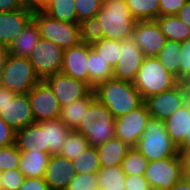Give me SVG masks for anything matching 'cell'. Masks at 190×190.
<instances>
[{"label":"cell","mask_w":190,"mask_h":190,"mask_svg":"<svg viewBox=\"0 0 190 190\" xmlns=\"http://www.w3.org/2000/svg\"><path fill=\"white\" fill-rule=\"evenodd\" d=\"M95 98L105 105L116 119L140 107L144 100L132 82L115 78L99 83L93 88Z\"/></svg>","instance_id":"obj_1"},{"label":"cell","mask_w":190,"mask_h":190,"mask_svg":"<svg viewBox=\"0 0 190 190\" xmlns=\"http://www.w3.org/2000/svg\"><path fill=\"white\" fill-rule=\"evenodd\" d=\"M75 130L87 139L89 146L97 147L115 137V118L111 111L95 98Z\"/></svg>","instance_id":"obj_2"},{"label":"cell","mask_w":190,"mask_h":190,"mask_svg":"<svg viewBox=\"0 0 190 190\" xmlns=\"http://www.w3.org/2000/svg\"><path fill=\"white\" fill-rule=\"evenodd\" d=\"M103 39L123 41L132 38L136 20L131 16L126 0H110L96 14Z\"/></svg>","instance_id":"obj_3"},{"label":"cell","mask_w":190,"mask_h":190,"mask_svg":"<svg viewBox=\"0 0 190 190\" xmlns=\"http://www.w3.org/2000/svg\"><path fill=\"white\" fill-rule=\"evenodd\" d=\"M134 148L149 162L176 156L179 151L167 133L164 121L152 117Z\"/></svg>","instance_id":"obj_4"},{"label":"cell","mask_w":190,"mask_h":190,"mask_svg":"<svg viewBox=\"0 0 190 190\" xmlns=\"http://www.w3.org/2000/svg\"><path fill=\"white\" fill-rule=\"evenodd\" d=\"M28 57L7 53L0 70V86L16 94L28 93L39 81Z\"/></svg>","instance_id":"obj_5"},{"label":"cell","mask_w":190,"mask_h":190,"mask_svg":"<svg viewBox=\"0 0 190 190\" xmlns=\"http://www.w3.org/2000/svg\"><path fill=\"white\" fill-rule=\"evenodd\" d=\"M179 83L180 81L166 70L157 57L152 56L144 58L133 82L143 100L151 95L168 91Z\"/></svg>","instance_id":"obj_6"},{"label":"cell","mask_w":190,"mask_h":190,"mask_svg":"<svg viewBox=\"0 0 190 190\" xmlns=\"http://www.w3.org/2000/svg\"><path fill=\"white\" fill-rule=\"evenodd\" d=\"M33 20L37 24L40 36L52 41L63 50L81 42L80 28L77 23L54 19L42 10H34Z\"/></svg>","instance_id":"obj_7"},{"label":"cell","mask_w":190,"mask_h":190,"mask_svg":"<svg viewBox=\"0 0 190 190\" xmlns=\"http://www.w3.org/2000/svg\"><path fill=\"white\" fill-rule=\"evenodd\" d=\"M189 100L190 92L188 84L186 82H180L168 91L145 98L144 104L152 118L164 121Z\"/></svg>","instance_id":"obj_8"},{"label":"cell","mask_w":190,"mask_h":190,"mask_svg":"<svg viewBox=\"0 0 190 190\" xmlns=\"http://www.w3.org/2000/svg\"><path fill=\"white\" fill-rule=\"evenodd\" d=\"M143 176L152 190H170L184 177L179 155L149 162Z\"/></svg>","instance_id":"obj_9"},{"label":"cell","mask_w":190,"mask_h":190,"mask_svg":"<svg viewBox=\"0 0 190 190\" xmlns=\"http://www.w3.org/2000/svg\"><path fill=\"white\" fill-rule=\"evenodd\" d=\"M63 57L64 50L61 47L41 37L28 58L35 73L44 80L49 75L61 72Z\"/></svg>","instance_id":"obj_10"},{"label":"cell","mask_w":190,"mask_h":190,"mask_svg":"<svg viewBox=\"0 0 190 190\" xmlns=\"http://www.w3.org/2000/svg\"><path fill=\"white\" fill-rule=\"evenodd\" d=\"M27 94L35 122L59 119L61 107L45 80H40Z\"/></svg>","instance_id":"obj_11"},{"label":"cell","mask_w":190,"mask_h":190,"mask_svg":"<svg viewBox=\"0 0 190 190\" xmlns=\"http://www.w3.org/2000/svg\"><path fill=\"white\" fill-rule=\"evenodd\" d=\"M150 118L144 103L137 109L117 117L115 119V137L134 148L143 135Z\"/></svg>","instance_id":"obj_12"},{"label":"cell","mask_w":190,"mask_h":190,"mask_svg":"<svg viewBox=\"0 0 190 190\" xmlns=\"http://www.w3.org/2000/svg\"><path fill=\"white\" fill-rule=\"evenodd\" d=\"M53 89L60 107L85 98L93 89L85 82L76 80L63 73H56L44 79Z\"/></svg>","instance_id":"obj_13"},{"label":"cell","mask_w":190,"mask_h":190,"mask_svg":"<svg viewBox=\"0 0 190 190\" xmlns=\"http://www.w3.org/2000/svg\"><path fill=\"white\" fill-rule=\"evenodd\" d=\"M120 58L113 68V78L134 82L145 56L132 38L121 41Z\"/></svg>","instance_id":"obj_14"},{"label":"cell","mask_w":190,"mask_h":190,"mask_svg":"<svg viewBox=\"0 0 190 190\" xmlns=\"http://www.w3.org/2000/svg\"><path fill=\"white\" fill-rule=\"evenodd\" d=\"M132 39L145 57H156L166 42L155 20L136 21Z\"/></svg>","instance_id":"obj_15"},{"label":"cell","mask_w":190,"mask_h":190,"mask_svg":"<svg viewBox=\"0 0 190 190\" xmlns=\"http://www.w3.org/2000/svg\"><path fill=\"white\" fill-rule=\"evenodd\" d=\"M34 10L24 6L19 10L0 12V45L9 47L33 19Z\"/></svg>","instance_id":"obj_16"},{"label":"cell","mask_w":190,"mask_h":190,"mask_svg":"<svg viewBox=\"0 0 190 190\" xmlns=\"http://www.w3.org/2000/svg\"><path fill=\"white\" fill-rule=\"evenodd\" d=\"M0 117L14 130L18 131L35 123L27 93L16 94L0 110Z\"/></svg>","instance_id":"obj_17"},{"label":"cell","mask_w":190,"mask_h":190,"mask_svg":"<svg viewBox=\"0 0 190 190\" xmlns=\"http://www.w3.org/2000/svg\"><path fill=\"white\" fill-rule=\"evenodd\" d=\"M75 174L71 160L53 154L49 158L43 178L50 190H65Z\"/></svg>","instance_id":"obj_18"},{"label":"cell","mask_w":190,"mask_h":190,"mask_svg":"<svg viewBox=\"0 0 190 190\" xmlns=\"http://www.w3.org/2000/svg\"><path fill=\"white\" fill-rule=\"evenodd\" d=\"M88 53L89 45L84 42L65 49L61 73L88 84Z\"/></svg>","instance_id":"obj_19"},{"label":"cell","mask_w":190,"mask_h":190,"mask_svg":"<svg viewBox=\"0 0 190 190\" xmlns=\"http://www.w3.org/2000/svg\"><path fill=\"white\" fill-rule=\"evenodd\" d=\"M166 131L179 148L190 137V100L164 120Z\"/></svg>","instance_id":"obj_20"},{"label":"cell","mask_w":190,"mask_h":190,"mask_svg":"<svg viewBox=\"0 0 190 190\" xmlns=\"http://www.w3.org/2000/svg\"><path fill=\"white\" fill-rule=\"evenodd\" d=\"M15 144L20 151L46 152L44 127L35 122L16 131Z\"/></svg>","instance_id":"obj_21"},{"label":"cell","mask_w":190,"mask_h":190,"mask_svg":"<svg viewBox=\"0 0 190 190\" xmlns=\"http://www.w3.org/2000/svg\"><path fill=\"white\" fill-rule=\"evenodd\" d=\"M40 38L37 24L32 19L24 30L21 31L20 35L10 44L7 51L16 56L29 57Z\"/></svg>","instance_id":"obj_22"},{"label":"cell","mask_w":190,"mask_h":190,"mask_svg":"<svg viewBox=\"0 0 190 190\" xmlns=\"http://www.w3.org/2000/svg\"><path fill=\"white\" fill-rule=\"evenodd\" d=\"M101 167H112L121 165L127 152L131 149L119 138L113 137L104 144L96 147Z\"/></svg>","instance_id":"obj_23"},{"label":"cell","mask_w":190,"mask_h":190,"mask_svg":"<svg viewBox=\"0 0 190 190\" xmlns=\"http://www.w3.org/2000/svg\"><path fill=\"white\" fill-rule=\"evenodd\" d=\"M39 123L45 130L46 153L59 154L71 129L59 119L39 121Z\"/></svg>","instance_id":"obj_24"},{"label":"cell","mask_w":190,"mask_h":190,"mask_svg":"<svg viewBox=\"0 0 190 190\" xmlns=\"http://www.w3.org/2000/svg\"><path fill=\"white\" fill-rule=\"evenodd\" d=\"M50 156L46 152L21 151L19 170L25 178L44 177Z\"/></svg>","instance_id":"obj_25"},{"label":"cell","mask_w":190,"mask_h":190,"mask_svg":"<svg viewBox=\"0 0 190 190\" xmlns=\"http://www.w3.org/2000/svg\"><path fill=\"white\" fill-rule=\"evenodd\" d=\"M95 99L93 90L80 100H75L68 105L61 107L59 120L69 129L75 130L81 122V119L89 104Z\"/></svg>","instance_id":"obj_26"},{"label":"cell","mask_w":190,"mask_h":190,"mask_svg":"<svg viewBox=\"0 0 190 190\" xmlns=\"http://www.w3.org/2000/svg\"><path fill=\"white\" fill-rule=\"evenodd\" d=\"M88 85L93 89L96 85L113 78V68L105 62L89 45L88 53Z\"/></svg>","instance_id":"obj_27"},{"label":"cell","mask_w":190,"mask_h":190,"mask_svg":"<svg viewBox=\"0 0 190 190\" xmlns=\"http://www.w3.org/2000/svg\"><path fill=\"white\" fill-rule=\"evenodd\" d=\"M155 21L166 40L182 42L190 38V27L177 15L158 16Z\"/></svg>","instance_id":"obj_28"},{"label":"cell","mask_w":190,"mask_h":190,"mask_svg":"<svg viewBox=\"0 0 190 190\" xmlns=\"http://www.w3.org/2000/svg\"><path fill=\"white\" fill-rule=\"evenodd\" d=\"M180 48L181 42L166 40L156 56L166 70L180 81Z\"/></svg>","instance_id":"obj_29"},{"label":"cell","mask_w":190,"mask_h":190,"mask_svg":"<svg viewBox=\"0 0 190 190\" xmlns=\"http://www.w3.org/2000/svg\"><path fill=\"white\" fill-rule=\"evenodd\" d=\"M41 10L54 19L77 23L74 0H50Z\"/></svg>","instance_id":"obj_30"},{"label":"cell","mask_w":190,"mask_h":190,"mask_svg":"<svg viewBox=\"0 0 190 190\" xmlns=\"http://www.w3.org/2000/svg\"><path fill=\"white\" fill-rule=\"evenodd\" d=\"M97 177L98 186L103 190H125L126 175L120 165L101 167Z\"/></svg>","instance_id":"obj_31"},{"label":"cell","mask_w":190,"mask_h":190,"mask_svg":"<svg viewBox=\"0 0 190 190\" xmlns=\"http://www.w3.org/2000/svg\"><path fill=\"white\" fill-rule=\"evenodd\" d=\"M76 174H97L101 168L96 147L88 146L71 161Z\"/></svg>","instance_id":"obj_32"},{"label":"cell","mask_w":190,"mask_h":190,"mask_svg":"<svg viewBox=\"0 0 190 190\" xmlns=\"http://www.w3.org/2000/svg\"><path fill=\"white\" fill-rule=\"evenodd\" d=\"M126 3L136 21L155 20L159 16L160 0H126Z\"/></svg>","instance_id":"obj_33"},{"label":"cell","mask_w":190,"mask_h":190,"mask_svg":"<svg viewBox=\"0 0 190 190\" xmlns=\"http://www.w3.org/2000/svg\"><path fill=\"white\" fill-rule=\"evenodd\" d=\"M91 48L101 56V58L114 68L120 58L121 41L102 39L91 45Z\"/></svg>","instance_id":"obj_34"},{"label":"cell","mask_w":190,"mask_h":190,"mask_svg":"<svg viewBox=\"0 0 190 190\" xmlns=\"http://www.w3.org/2000/svg\"><path fill=\"white\" fill-rule=\"evenodd\" d=\"M149 161L135 148H131L123 161L121 162V169L126 176L129 175H144Z\"/></svg>","instance_id":"obj_35"},{"label":"cell","mask_w":190,"mask_h":190,"mask_svg":"<svg viewBox=\"0 0 190 190\" xmlns=\"http://www.w3.org/2000/svg\"><path fill=\"white\" fill-rule=\"evenodd\" d=\"M88 146L87 139L82 134H79L76 130H71L62 145L59 155L72 161Z\"/></svg>","instance_id":"obj_36"},{"label":"cell","mask_w":190,"mask_h":190,"mask_svg":"<svg viewBox=\"0 0 190 190\" xmlns=\"http://www.w3.org/2000/svg\"><path fill=\"white\" fill-rule=\"evenodd\" d=\"M81 42L93 45L103 39V31L96 17L79 23Z\"/></svg>","instance_id":"obj_37"},{"label":"cell","mask_w":190,"mask_h":190,"mask_svg":"<svg viewBox=\"0 0 190 190\" xmlns=\"http://www.w3.org/2000/svg\"><path fill=\"white\" fill-rule=\"evenodd\" d=\"M21 151L16 144L0 148V172L19 169Z\"/></svg>","instance_id":"obj_38"},{"label":"cell","mask_w":190,"mask_h":190,"mask_svg":"<svg viewBox=\"0 0 190 190\" xmlns=\"http://www.w3.org/2000/svg\"><path fill=\"white\" fill-rule=\"evenodd\" d=\"M77 24L93 18L102 7L100 0H74Z\"/></svg>","instance_id":"obj_39"},{"label":"cell","mask_w":190,"mask_h":190,"mask_svg":"<svg viewBox=\"0 0 190 190\" xmlns=\"http://www.w3.org/2000/svg\"><path fill=\"white\" fill-rule=\"evenodd\" d=\"M97 186V174H75L65 190H93Z\"/></svg>","instance_id":"obj_40"},{"label":"cell","mask_w":190,"mask_h":190,"mask_svg":"<svg viewBox=\"0 0 190 190\" xmlns=\"http://www.w3.org/2000/svg\"><path fill=\"white\" fill-rule=\"evenodd\" d=\"M3 190H19L24 182L25 176L19 169H11L0 172Z\"/></svg>","instance_id":"obj_41"},{"label":"cell","mask_w":190,"mask_h":190,"mask_svg":"<svg viewBox=\"0 0 190 190\" xmlns=\"http://www.w3.org/2000/svg\"><path fill=\"white\" fill-rule=\"evenodd\" d=\"M180 82L190 81V38L181 42L180 48Z\"/></svg>","instance_id":"obj_42"},{"label":"cell","mask_w":190,"mask_h":190,"mask_svg":"<svg viewBox=\"0 0 190 190\" xmlns=\"http://www.w3.org/2000/svg\"><path fill=\"white\" fill-rule=\"evenodd\" d=\"M188 0H160L159 16L177 15Z\"/></svg>","instance_id":"obj_43"},{"label":"cell","mask_w":190,"mask_h":190,"mask_svg":"<svg viewBox=\"0 0 190 190\" xmlns=\"http://www.w3.org/2000/svg\"><path fill=\"white\" fill-rule=\"evenodd\" d=\"M15 137L16 131L0 117V148L15 144Z\"/></svg>","instance_id":"obj_44"},{"label":"cell","mask_w":190,"mask_h":190,"mask_svg":"<svg viewBox=\"0 0 190 190\" xmlns=\"http://www.w3.org/2000/svg\"><path fill=\"white\" fill-rule=\"evenodd\" d=\"M125 190H152L147 179L143 175L126 176Z\"/></svg>","instance_id":"obj_45"},{"label":"cell","mask_w":190,"mask_h":190,"mask_svg":"<svg viewBox=\"0 0 190 190\" xmlns=\"http://www.w3.org/2000/svg\"><path fill=\"white\" fill-rule=\"evenodd\" d=\"M19 190H50L43 177L25 178Z\"/></svg>","instance_id":"obj_46"},{"label":"cell","mask_w":190,"mask_h":190,"mask_svg":"<svg viewBox=\"0 0 190 190\" xmlns=\"http://www.w3.org/2000/svg\"><path fill=\"white\" fill-rule=\"evenodd\" d=\"M178 155L184 177L190 178V147L179 148Z\"/></svg>","instance_id":"obj_47"},{"label":"cell","mask_w":190,"mask_h":190,"mask_svg":"<svg viewBox=\"0 0 190 190\" xmlns=\"http://www.w3.org/2000/svg\"><path fill=\"white\" fill-rule=\"evenodd\" d=\"M25 6V0H0V12L19 10Z\"/></svg>","instance_id":"obj_48"},{"label":"cell","mask_w":190,"mask_h":190,"mask_svg":"<svg viewBox=\"0 0 190 190\" xmlns=\"http://www.w3.org/2000/svg\"><path fill=\"white\" fill-rule=\"evenodd\" d=\"M177 16L190 27V0L179 10Z\"/></svg>","instance_id":"obj_49"},{"label":"cell","mask_w":190,"mask_h":190,"mask_svg":"<svg viewBox=\"0 0 190 190\" xmlns=\"http://www.w3.org/2000/svg\"><path fill=\"white\" fill-rule=\"evenodd\" d=\"M16 93L0 86V110L7 103L9 99H14Z\"/></svg>","instance_id":"obj_50"},{"label":"cell","mask_w":190,"mask_h":190,"mask_svg":"<svg viewBox=\"0 0 190 190\" xmlns=\"http://www.w3.org/2000/svg\"><path fill=\"white\" fill-rule=\"evenodd\" d=\"M50 0H25V5L33 10H41Z\"/></svg>","instance_id":"obj_51"},{"label":"cell","mask_w":190,"mask_h":190,"mask_svg":"<svg viewBox=\"0 0 190 190\" xmlns=\"http://www.w3.org/2000/svg\"><path fill=\"white\" fill-rule=\"evenodd\" d=\"M170 190H190V178L183 177Z\"/></svg>","instance_id":"obj_52"},{"label":"cell","mask_w":190,"mask_h":190,"mask_svg":"<svg viewBox=\"0 0 190 190\" xmlns=\"http://www.w3.org/2000/svg\"><path fill=\"white\" fill-rule=\"evenodd\" d=\"M7 53H8L7 47L0 45V70L3 67V63Z\"/></svg>","instance_id":"obj_53"},{"label":"cell","mask_w":190,"mask_h":190,"mask_svg":"<svg viewBox=\"0 0 190 190\" xmlns=\"http://www.w3.org/2000/svg\"><path fill=\"white\" fill-rule=\"evenodd\" d=\"M183 147H190V137H186L184 143L179 148Z\"/></svg>","instance_id":"obj_54"},{"label":"cell","mask_w":190,"mask_h":190,"mask_svg":"<svg viewBox=\"0 0 190 190\" xmlns=\"http://www.w3.org/2000/svg\"><path fill=\"white\" fill-rule=\"evenodd\" d=\"M108 1H110V0H100V2H101L102 4H104V3L108 2Z\"/></svg>","instance_id":"obj_55"},{"label":"cell","mask_w":190,"mask_h":190,"mask_svg":"<svg viewBox=\"0 0 190 190\" xmlns=\"http://www.w3.org/2000/svg\"><path fill=\"white\" fill-rule=\"evenodd\" d=\"M93 190H103V189H101L99 186H97V187L93 188Z\"/></svg>","instance_id":"obj_56"},{"label":"cell","mask_w":190,"mask_h":190,"mask_svg":"<svg viewBox=\"0 0 190 190\" xmlns=\"http://www.w3.org/2000/svg\"><path fill=\"white\" fill-rule=\"evenodd\" d=\"M0 190H3V186H2V183H1V179H0Z\"/></svg>","instance_id":"obj_57"},{"label":"cell","mask_w":190,"mask_h":190,"mask_svg":"<svg viewBox=\"0 0 190 190\" xmlns=\"http://www.w3.org/2000/svg\"><path fill=\"white\" fill-rule=\"evenodd\" d=\"M187 84H188V87H189V92H190V81H189Z\"/></svg>","instance_id":"obj_58"}]
</instances>
